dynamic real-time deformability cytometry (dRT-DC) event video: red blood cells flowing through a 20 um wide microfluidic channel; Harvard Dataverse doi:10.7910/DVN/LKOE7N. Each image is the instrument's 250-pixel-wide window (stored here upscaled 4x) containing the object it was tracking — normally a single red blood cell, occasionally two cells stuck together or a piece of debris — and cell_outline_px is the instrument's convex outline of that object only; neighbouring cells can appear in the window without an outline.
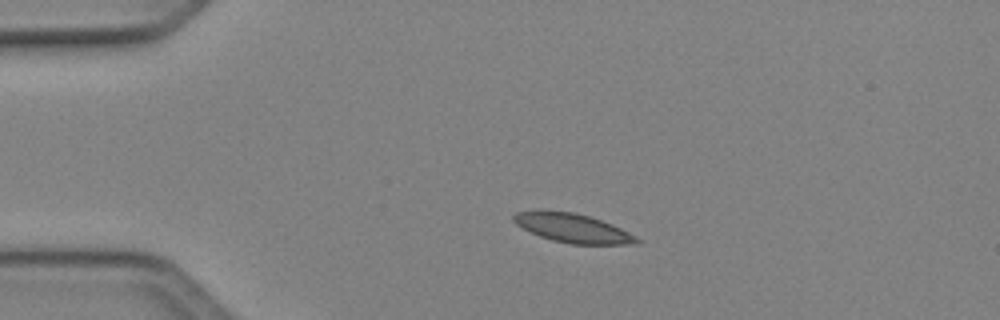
{"species": "Egyptian fruit bat (a non-hibernating species)", "species_latin": "Rousettus aegyptiacus", "temperature_condition": "cold", "stored_images_in_passage": 40, "camera_frame_rate_fps": 3000, "um_per_image_px": 0.085, "animal": {"sex": "female"}, "frame": {"image": 1, "passage_image": 1, "time_ms": 0.0, "image_size_px": [1000, 320], "cell_outline_px": [[640, 244], [572, 244], [552, 240], [540, 236], [516, 224], [512, 220], [512, 216], [516, 212], [572, 212], [588, 216], [612, 224], [628, 232], [640, 240]], "centroid_in_image_um": [48.72, 19.41], "position_along_channel_um": 36.3, "area_um2": 20.11}}
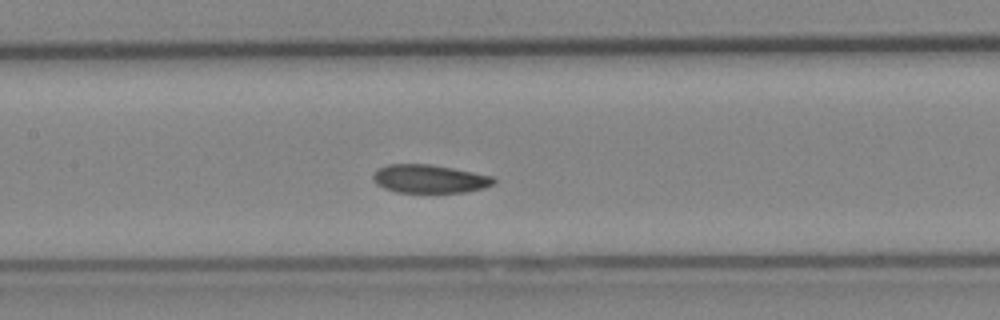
{"frame": {"image": 2, "passage_image": 14, "time_ms": 4.333, "image_size_px": [1000, 320], "cell_outline_px": [[496, 184], [484, 188], [464, 192], [396, 192], [384, 188], [376, 184], [372, 176], [380, 168], [388, 164], [428, 164], [452, 168], [492, 176], [496, 180]], "centroid_in_image_um": [36.53, 15.21], "position_along_channel_um": 170.9, "area_um2": 19.77}}
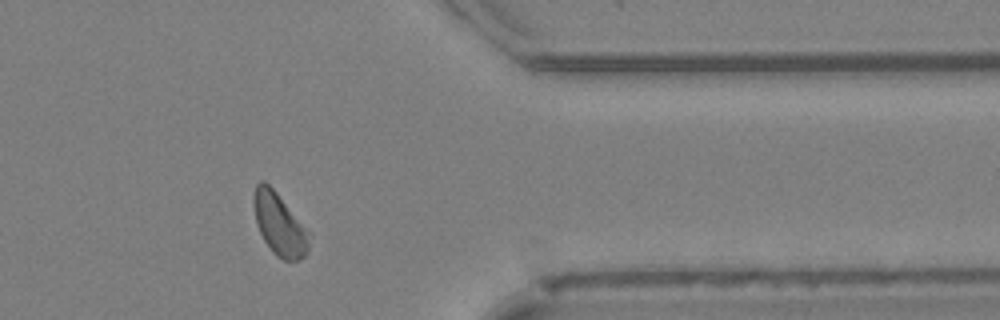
{"frame": {"image": 3, "passage_image": 31, "time_ms": 10.0, "image_size_px": [1000, 320], "cell_outline_px": [[308, 252], [300, 260], [284, 260], [276, 256], [272, 252], [264, 240], [256, 224], [252, 204], [252, 196], [256, 184], [260, 180], [264, 180], [276, 192], [300, 224], [304, 232], [308, 244]], "centroid_in_image_um": [23.63, 19.06], "position_along_channel_um": 387.8, "area_um2": 19.31}, "authors_computed_cell_mechanics": {"area_um2": 20.1722, "velocity_mm_per_s": 4.0642, "shape_relaxation_time_tau1_ms": 3.9169, "shape_relaxation_time_tau2_ms": 7.6479, "deformation_change_tau1": 0.084, "deformation_change_tau2": 0.1259}}